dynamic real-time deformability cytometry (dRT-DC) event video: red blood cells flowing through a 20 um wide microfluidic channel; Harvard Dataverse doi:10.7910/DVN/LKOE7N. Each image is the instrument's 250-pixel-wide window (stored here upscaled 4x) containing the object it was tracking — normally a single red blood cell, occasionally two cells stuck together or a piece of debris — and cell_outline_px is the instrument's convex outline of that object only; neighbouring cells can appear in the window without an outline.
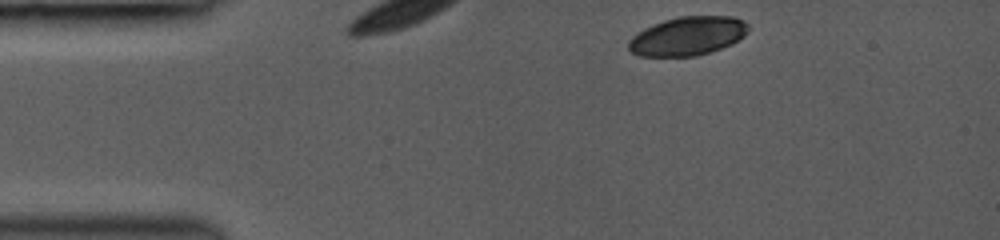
{"species": "common noctule bat (a hibernating species)", "species_latin": "Nyctalus noctula", "temperature_condition": "room temperature", "stored_images_in_passage": 5, "camera_frame_rate_fps": 3000, "um_per_image_px": 0.085, "animal": {"sex": "female", "body_mass_g": 19.0, "forearm_length_mm": 53.3}, "frame": {"image": 1, "passage_image": 1, "time_ms": 0.0, "image_size_px": [1000, 240], "cell_outline_px": [[748, 32], [744, 36], [732, 44], [696, 56], [640, 56], [632, 52], [628, 48], [628, 40], [636, 32], [652, 24], [664, 20], [680, 16], [732, 16], [744, 20], [748, 24]], "centroid_in_image_um": [58.44, 3.05], "position_along_channel_um": 26.6, "area_um2": 27.17}}